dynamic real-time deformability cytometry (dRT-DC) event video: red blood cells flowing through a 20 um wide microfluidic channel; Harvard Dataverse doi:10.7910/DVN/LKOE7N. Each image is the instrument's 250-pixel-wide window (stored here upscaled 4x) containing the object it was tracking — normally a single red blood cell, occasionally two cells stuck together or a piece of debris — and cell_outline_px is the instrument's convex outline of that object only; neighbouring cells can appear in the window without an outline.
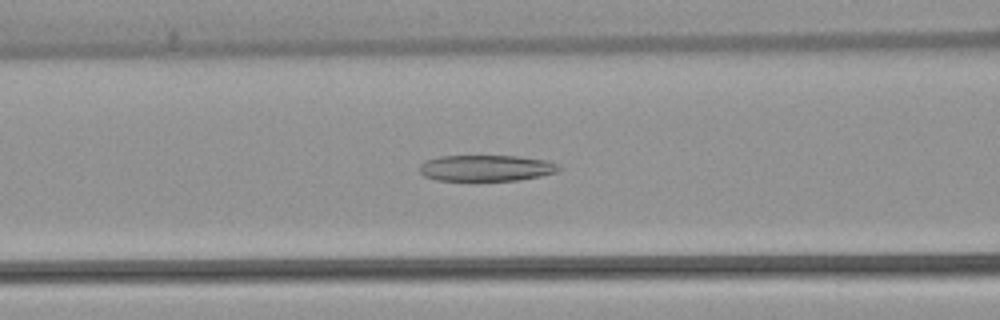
{"species": "common noctule bat (a hibernating species)", "species_latin": "Nyctalus noctula", "temperature_condition": "warm", "stored_images_in_passage": 48, "camera_frame_rate_fps": 3000, "um_per_image_px": 0.085, "animal": {"sex": "female", "body_mass_g": 22.7, "forearm_length_mm": 54.2}, "frame": {"image": 1, "passage_image": 17, "time_ms": 5.333, "image_size_px": [1000, 320], "cell_outline_px": [[560, 168], [556, 172], [540, 176], [520, 180], [436, 180], [424, 176], [420, 172], [420, 164], [428, 160], [440, 156], [516, 156], [544, 160], [556, 164]], "centroid_in_image_um": [41.3, 14.29], "position_along_channel_um": 125.3, "area_um2": 20.92}}
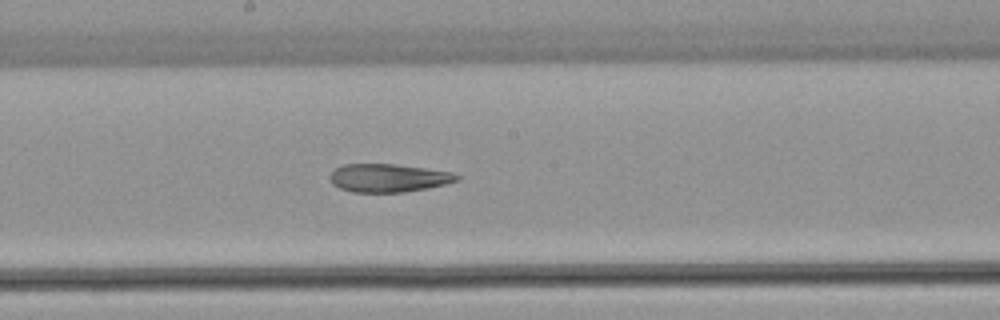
{"frame": {"image": 2, "passage_image": 24, "time_ms": 7.667, "image_size_px": [1000, 320], "cell_outline_px": [[460, 180], [428, 188], [404, 192], [352, 192], [340, 188], [332, 184], [332, 172], [336, 168], [344, 164], [396, 164], [452, 172], [460, 176]], "centroid_in_image_um": [33.04, 15.12], "position_along_channel_um": 215.2, "area_um2": 20.69}}
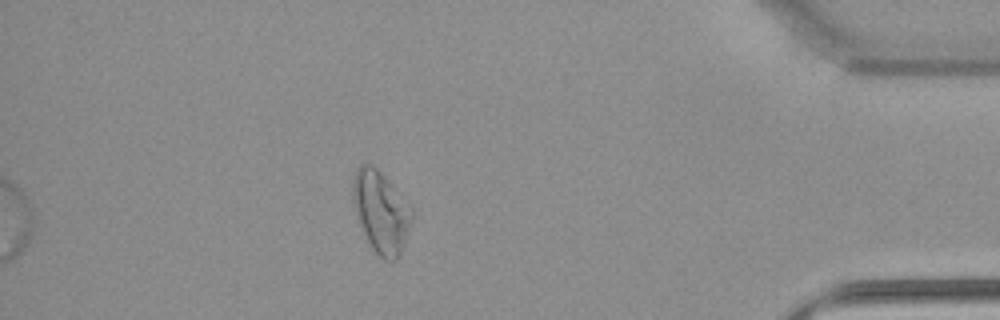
{"frame": {"image": 3, "passage_image": 42, "time_ms": 13.667, "image_size_px": [1000, 320], "cell_outline_px": [[412, 216], [400, 252], [396, 260], [384, 260], [372, 248], [364, 232], [352, 196], [352, 180], [356, 168], [360, 164], [372, 164], [388, 180], [412, 208]], "centroid_in_image_um": [32.36, 17.96], "position_along_channel_um": 402.8, "area_um2": 27.11}, "authors_computed_cell_mechanics": {"area_um2": 24.7384, "velocity_mm_per_s": 3.8565, "shape_relaxation_time_tau1_ms": null, "shape_relaxation_time_tau2_ms": 4.4289, "deformation_change_tau1": null, "deformation_change_tau2": 0.1406}}